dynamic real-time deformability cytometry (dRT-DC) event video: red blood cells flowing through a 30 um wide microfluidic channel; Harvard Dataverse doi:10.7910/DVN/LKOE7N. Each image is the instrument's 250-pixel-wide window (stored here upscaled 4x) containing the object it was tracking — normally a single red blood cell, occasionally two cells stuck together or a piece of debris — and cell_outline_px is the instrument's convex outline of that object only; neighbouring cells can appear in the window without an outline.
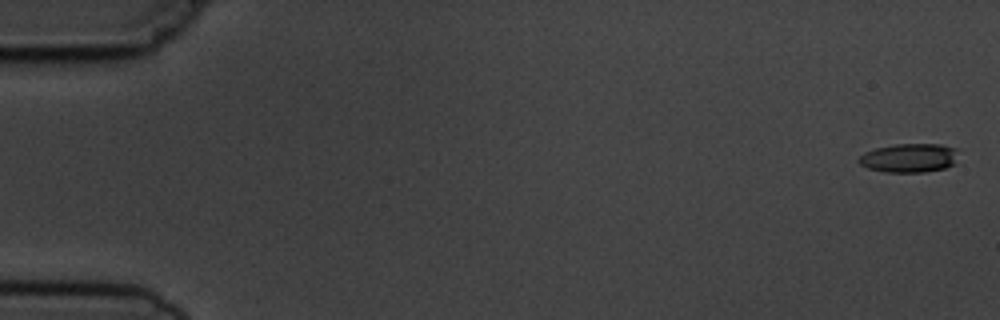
{"species": "common noctule bat (a hibernating species)", "species_latin": "Nyctalus noctula", "temperature_condition": "cold", "stored_images_in_passage": 6, "camera_frame_rate_fps": 3000, "um_per_image_px": 0.085, "animal": {"sex": "male", "body_mass_g": 19.5, "forearm_length_mm": 54.6}, "frame": {"image": 1, "passage_image": 1, "time_ms": 0.0, "image_size_px": [1000, 320], "cell_outline_px": [[956, 164], [944, 168], [924, 172], [884, 172], [868, 168], [860, 164], [856, 160], [864, 152], [876, 148], [896, 144], [940, 144], [956, 148]], "centroid_in_image_um": [77.27, 13.43], "position_along_channel_um": 7.7, "area_um2": 16.82}}